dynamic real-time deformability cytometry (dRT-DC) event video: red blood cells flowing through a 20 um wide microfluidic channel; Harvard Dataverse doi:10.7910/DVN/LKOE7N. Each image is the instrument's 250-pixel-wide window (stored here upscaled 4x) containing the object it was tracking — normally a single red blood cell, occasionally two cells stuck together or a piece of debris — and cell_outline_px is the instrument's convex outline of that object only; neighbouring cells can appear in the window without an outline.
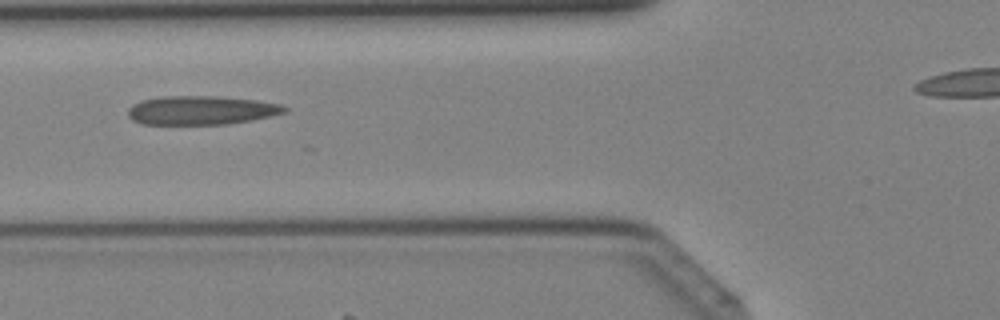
{"species": "Egyptian fruit bat (a non-hibernating species)", "species_latin": "Rousettus aegyptiacus", "temperature_condition": "cold", "stored_images_in_passage": 3, "camera_frame_rate_fps": 3000, "um_per_image_px": 0.085, "animal": {"sex": "female"}, "frame": {"image": 1, "passage_image": 3, "time_ms": 0.667, "image_size_px": [1000, 320], "cell_outline_px": [[288, 108], [284, 112], [252, 120], [228, 124], [140, 124], [132, 120], [128, 116], [128, 108], [132, 104], [140, 100], [164, 96], [216, 96], [256, 100], [280, 104]], "centroid_in_image_um": [17.04, 9.37], "position_along_channel_um": 108.8, "area_um2": 26.3}}